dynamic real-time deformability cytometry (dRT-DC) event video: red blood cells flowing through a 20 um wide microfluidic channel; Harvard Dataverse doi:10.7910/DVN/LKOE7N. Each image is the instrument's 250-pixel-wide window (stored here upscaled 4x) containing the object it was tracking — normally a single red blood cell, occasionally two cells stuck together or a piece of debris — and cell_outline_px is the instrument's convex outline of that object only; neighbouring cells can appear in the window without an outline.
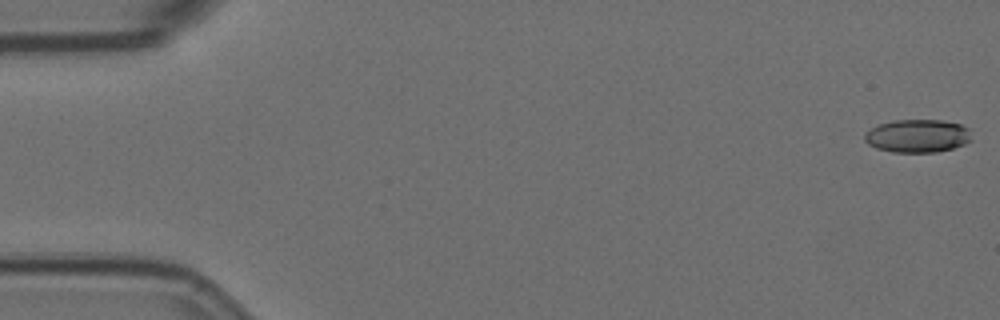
{"species": "Egyptian fruit bat (a non-hibernating species)", "species_latin": "Rousettus aegyptiacus", "temperature_condition": "room temperature", "stored_images_in_passage": 10, "camera_frame_rate_fps": 3000, "um_per_image_px": 0.085, "animal": {"sex": "female"}, "frame": {"image": 1, "passage_image": 1, "time_ms": 0.0, "image_size_px": [1000, 320], "cell_outline_px": [[972, 140], [964, 144], [952, 148], [936, 152], [892, 152], [876, 148], [868, 144], [864, 140], [864, 132], [880, 124], [892, 120], [940, 120], [960, 124], [968, 128]], "centroid_in_image_um": [77.97, 11.55], "position_along_channel_um": 7.0, "area_um2": 20.63}}